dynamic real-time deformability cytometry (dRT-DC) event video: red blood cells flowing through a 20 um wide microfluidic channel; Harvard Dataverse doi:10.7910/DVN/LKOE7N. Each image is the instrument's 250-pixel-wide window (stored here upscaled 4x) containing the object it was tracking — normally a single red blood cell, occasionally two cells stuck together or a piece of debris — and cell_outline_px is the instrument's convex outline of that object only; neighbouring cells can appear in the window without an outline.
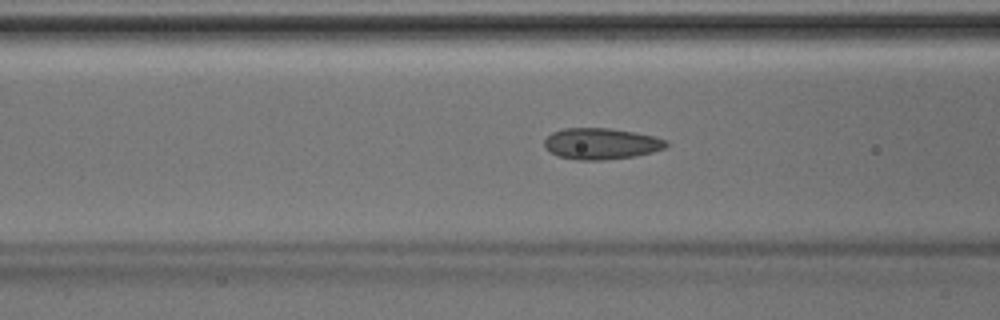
{"species": "Egyptian fruit bat (a non-hibernating species)", "species_latin": "Rousettus aegyptiacus", "temperature_condition": "room temperature", "stored_images_in_passage": 43, "camera_frame_rate_fps": 3000, "um_per_image_px": 0.085, "animal": {"sex": "male"}, "frame": {"image": 1, "passage_image": 18, "time_ms": 5.667, "image_size_px": [1000, 320], "cell_outline_px": [[668, 144], [664, 148], [652, 152], [636, 156], [600, 160], [580, 160], [556, 156], [544, 148], [544, 140], [552, 132], [564, 128], [608, 128], [632, 132], [652, 136], [668, 140]], "centroid_in_image_um": [51.06, 12.22], "position_along_channel_um": 115.5, "area_um2": 22.14}}
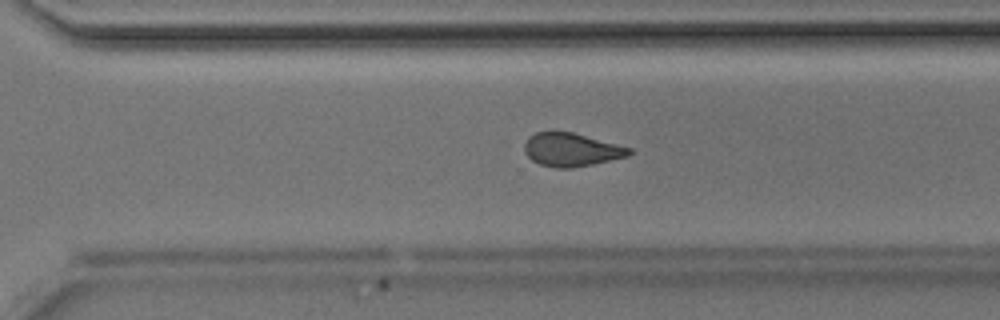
{"frame": {"image": 2, "passage_image": 32, "time_ms": 10.333, "image_size_px": [1000, 320], "cell_outline_px": [[632, 152], [628, 156], [592, 164], [572, 168], [556, 168], [540, 164], [532, 160], [524, 152], [524, 144], [528, 136], [536, 132], [572, 132], [632, 148]], "centroid_in_image_um": [48.55, 12.73], "position_along_channel_um": 322.1, "area_um2": 20.23}}
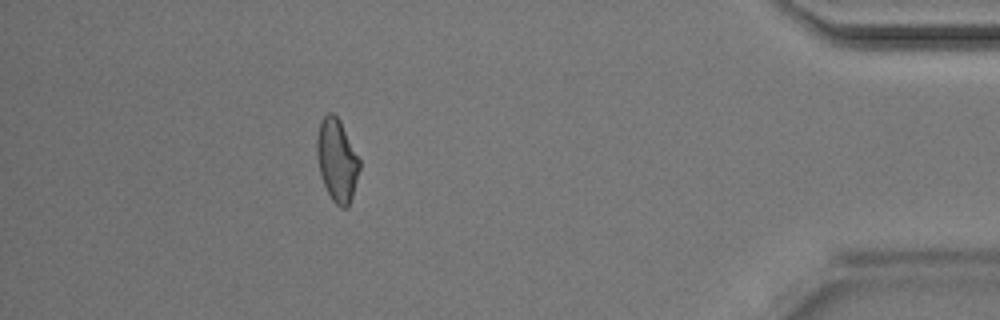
{"frame": {"image": 3, "passage_image": 41, "time_ms": 13.333, "image_size_px": [1000, 320], "cell_outline_px": [[360, 168], [352, 196], [348, 208], [340, 208], [332, 200], [320, 176], [316, 156], [316, 136], [320, 120], [328, 112], [332, 112], [340, 120], [360, 160]], "centroid_in_image_um": [28.62, 13.61], "position_along_channel_um": 406.6, "area_um2": 20.69}}